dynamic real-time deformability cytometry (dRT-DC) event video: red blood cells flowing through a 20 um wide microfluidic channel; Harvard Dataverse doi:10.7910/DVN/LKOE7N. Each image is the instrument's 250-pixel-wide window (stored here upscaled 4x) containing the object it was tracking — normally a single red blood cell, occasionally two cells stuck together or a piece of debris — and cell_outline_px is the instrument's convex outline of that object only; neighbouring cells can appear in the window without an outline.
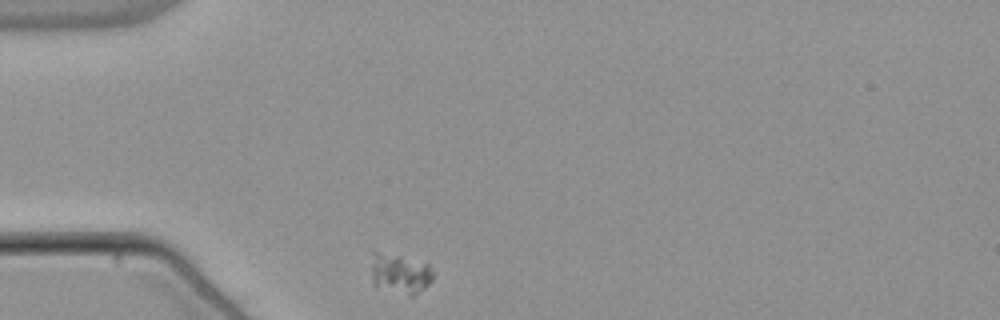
{"species": "common noctule bat (a hibernating species)", "species_latin": "Nyctalus noctula", "temperature_condition": "warm", "stored_images_in_passage": 33, "camera_frame_rate_fps": 3000, "um_per_image_px": 0.085, "animal": {"sex": "male", "body_mass_g": 21.5, "forearm_length_mm": 52.0}, "frame": {"image": 1, "passage_image": 1, "time_ms": 0.0, "image_size_px": [1000, 320], "cell_outline_px": [[432, 280], [424, 288], [412, 296], [408, 296], [372, 284], [372, 248], [428, 264], [432, 272]], "centroid_in_image_um": [33.95, 23.22], "position_along_channel_um": 51.0, "area_um2": 14.39}}
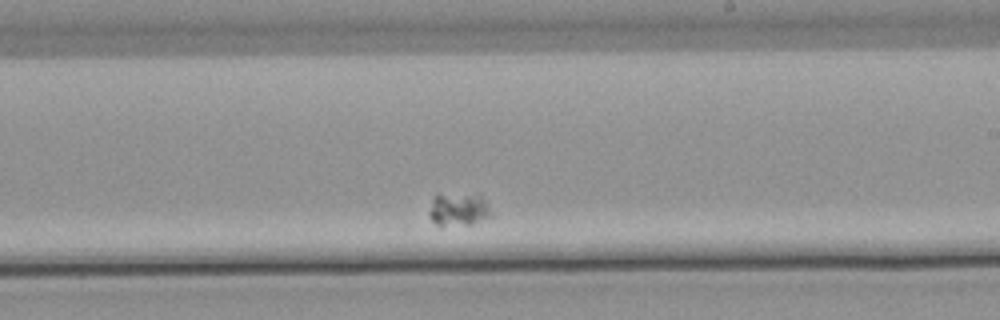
{"frame": {"image": 2, "passage_image": 21, "time_ms": 6.667, "image_size_px": [1000, 320], "cell_outline_px": [[492, 216], [468, 224], [440, 228], [428, 216], [428, 212], [432, 200], [436, 196], [480, 196], [484, 200], [492, 212]], "centroid_in_image_um": [38.93, 17.89], "position_along_channel_um": 250.1, "area_um2": 11.5}}
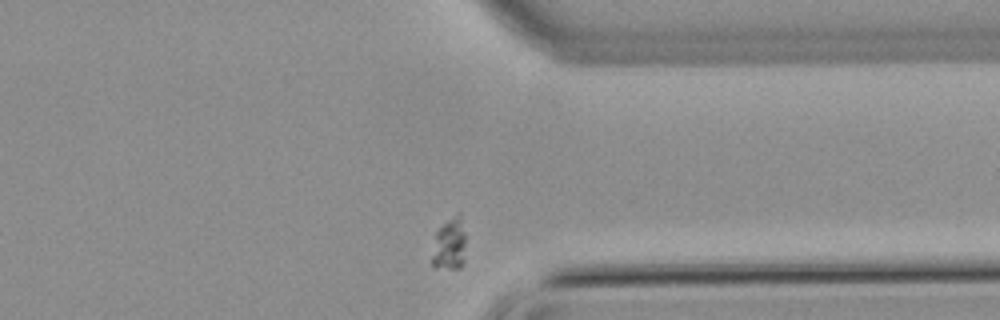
{"frame": {"image": 3, "passage_image": 32, "time_ms": 10.333, "image_size_px": [1000, 320], "cell_outline_px": [[464, 260], [460, 268], [432, 268], [432, 256], [436, 232], [448, 220], [460, 212], [464, 232]], "centroid_in_image_um": [38.2, 20.8], "position_along_channel_um": 373.2, "area_um2": 10.06}}